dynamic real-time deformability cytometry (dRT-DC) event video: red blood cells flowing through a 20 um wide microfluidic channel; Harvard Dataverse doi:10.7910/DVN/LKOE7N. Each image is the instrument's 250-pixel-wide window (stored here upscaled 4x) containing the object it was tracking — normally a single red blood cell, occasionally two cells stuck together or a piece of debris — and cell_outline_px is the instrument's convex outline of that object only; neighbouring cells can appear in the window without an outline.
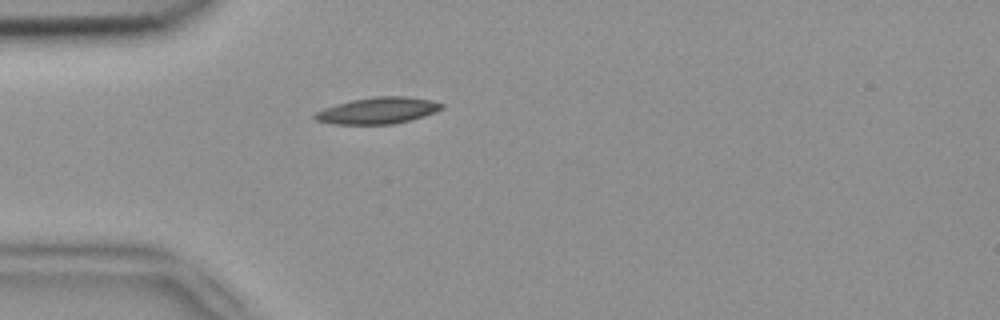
{"species": "common noctule bat (a hibernating species)", "species_latin": "Nyctalus noctula", "temperature_condition": "room temperature", "stored_images_in_passage": 1, "camera_frame_rate_fps": 3000, "um_per_image_px": 0.085, "animal": {"sex": "female", "body_mass_g": 18.4}, "frame": {"image": 1, "passage_image": 1, "time_ms": 0.0, "image_size_px": [1000, 320], "cell_outline_px": [[444, 108], [436, 112], [424, 116], [392, 124], [332, 124], [316, 120], [312, 116], [316, 112], [324, 108], [336, 104], [352, 100], [376, 96], [408, 96], [432, 100], [444, 104]], "centroid_in_image_um": [32.13, 9.39], "position_along_channel_um": 52.9, "area_um2": 19.59}}